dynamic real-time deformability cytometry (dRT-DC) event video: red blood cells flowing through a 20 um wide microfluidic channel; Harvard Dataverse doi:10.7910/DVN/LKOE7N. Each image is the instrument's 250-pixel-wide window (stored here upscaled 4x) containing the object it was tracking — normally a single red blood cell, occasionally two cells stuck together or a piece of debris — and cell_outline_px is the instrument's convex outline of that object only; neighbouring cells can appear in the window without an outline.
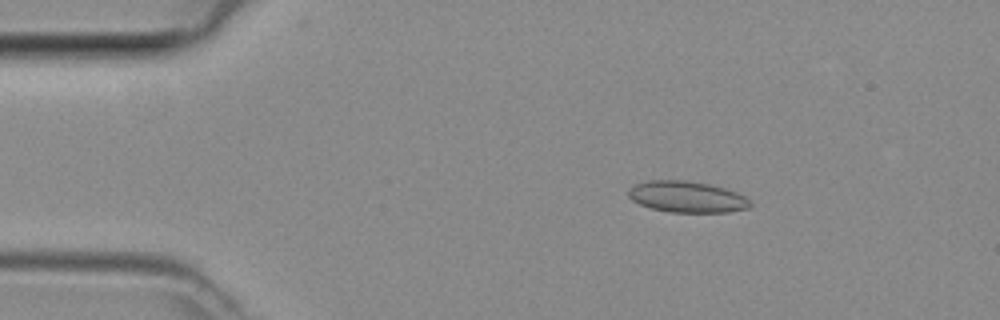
{"species": "common noctule bat (a hibernating species)", "species_latin": "Nyctalus noctula", "temperature_condition": "room temperature", "stored_images_in_passage": 46, "camera_frame_rate_fps": 3000, "um_per_image_px": 0.085, "animal": {"sex": "female", "body_mass_g": 29.2, "forearm_length_mm": 56.3}, "frame": {"image": 1, "passage_image": 7, "time_ms": 2.0, "image_size_px": [1000, 320], "cell_outline_px": [[752, 204], [748, 208], [728, 212], [672, 212], [652, 208], [640, 204], [632, 200], [628, 196], [628, 188], [636, 184], [648, 180], [688, 180], [708, 184], [724, 188], [736, 192], [744, 196]], "centroid_in_image_um": [58.37, 16.72], "position_along_channel_um": 26.6, "area_um2": 22.08}}
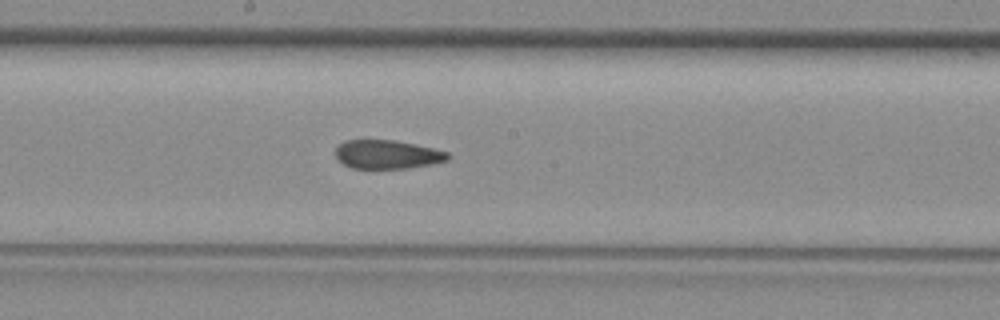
{"frame": {"image": 2, "passage_image": 24, "time_ms": 7.667, "image_size_px": [1000, 320], "cell_outline_px": [[452, 156], [448, 160], [432, 164], [408, 168], [352, 168], [344, 164], [336, 156], [336, 148], [344, 140], [396, 140], [416, 144], [448, 152]], "centroid_in_image_um": [32.96, 13.12], "position_along_channel_um": 215.2, "area_um2": 18.79}}
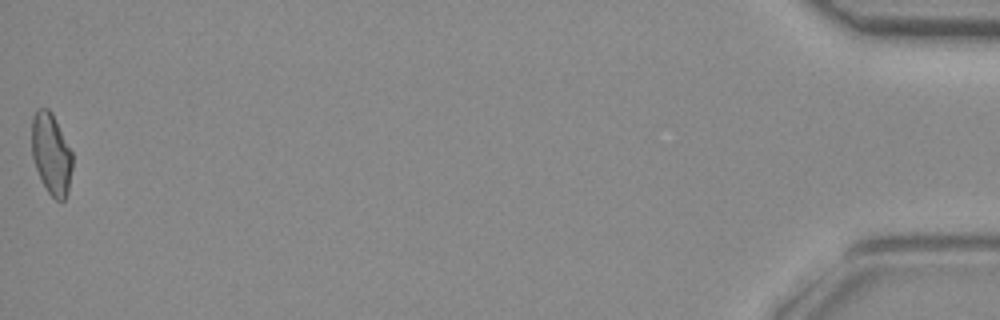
{"frame": {"image": 3, "passage_image": 46, "time_ms": 15.0, "image_size_px": [1000, 320], "cell_outline_px": [[72, 168], [68, 192], [64, 200], [56, 200], [48, 192], [36, 168], [32, 156], [32, 116], [36, 108], [48, 108], [52, 112], [72, 152]], "centroid_in_image_um": [4.35, 13.05], "position_along_channel_um": 430.8, "area_um2": 19.19}}